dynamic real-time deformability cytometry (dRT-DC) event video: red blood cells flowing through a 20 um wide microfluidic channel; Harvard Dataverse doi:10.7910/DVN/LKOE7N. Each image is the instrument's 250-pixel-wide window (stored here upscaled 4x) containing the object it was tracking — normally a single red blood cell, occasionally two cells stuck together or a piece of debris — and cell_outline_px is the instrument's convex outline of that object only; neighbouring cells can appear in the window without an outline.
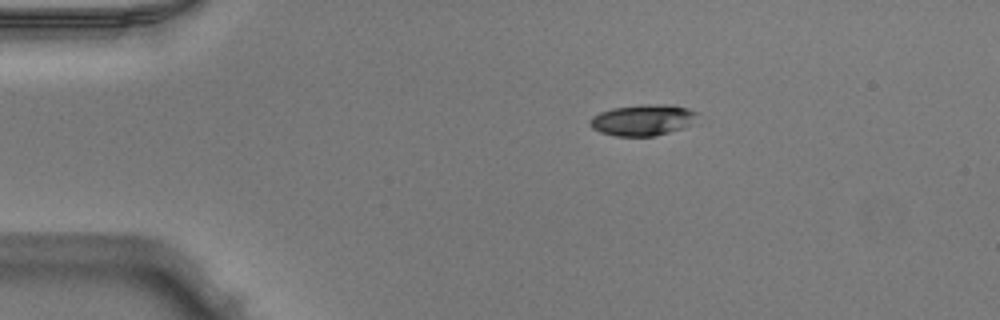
{"species": "Egyptian fruit bat (a non-hibernating species)", "species_latin": "Rousettus aegyptiacus", "temperature_condition": "warm", "stored_images_in_passage": 42, "camera_frame_rate_fps": 3000, "um_per_image_px": 0.085, "animal": {"sex": "male"}, "frame": {"image": 1, "passage_image": 1, "time_ms": 0.0, "image_size_px": [1000, 320], "cell_outline_px": [[696, 112], [688, 124], [680, 128], [656, 136], [616, 136], [600, 132], [592, 128], [588, 124], [588, 120], [592, 116], [600, 112], [612, 108], [640, 104], [672, 104], [688, 108]], "centroid_in_image_um": [54.53, 10.19], "position_along_channel_um": 30.5, "area_um2": 19.31}}
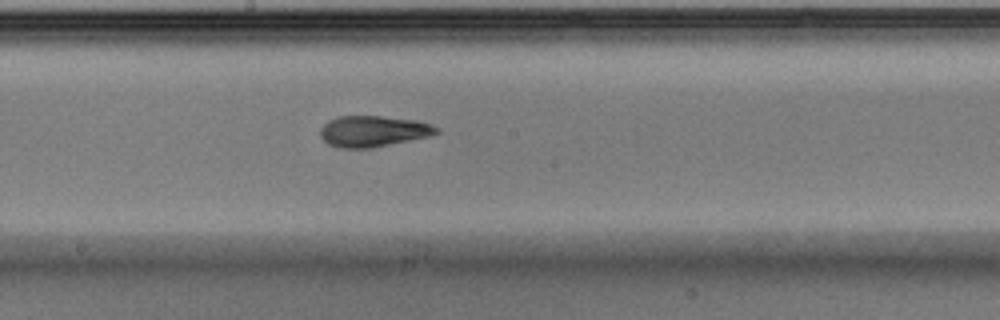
{"frame": {"image": 2, "passage_image": 19, "time_ms": 6.0, "image_size_px": [1000, 320], "cell_outline_px": [[440, 132], [428, 136], [372, 148], [340, 148], [328, 144], [320, 136], [320, 128], [328, 120], [336, 116], [380, 116], [416, 120], [432, 124], [440, 128]], "centroid_in_image_um": [31.71, 11.15], "position_along_channel_um": 216.5, "area_um2": 21.1}}
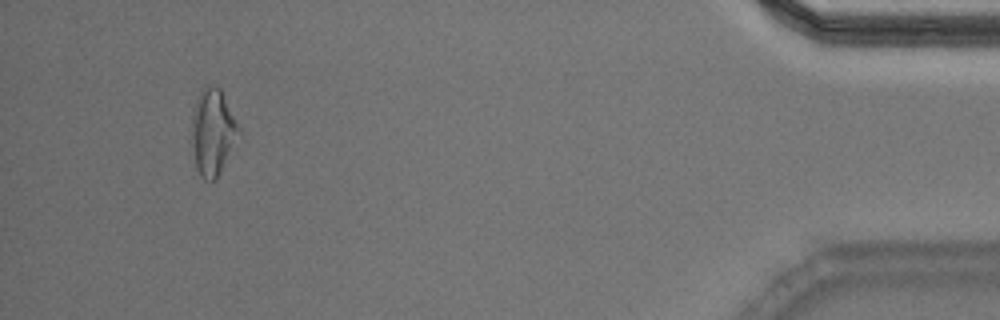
{"frame": {"image": 3, "passage_image": 39, "time_ms": 12.667, "image_size_px": [1000, 320], "cell_outline_px": [[240, 132], [216, 180], [204, 180], [200, 176], [196, 168], [192, 144], [192, 112], [196, 100], [204, 84], [220, 88], [240, 128]], "centroid_in_image_um": [18.06, 11.22], "position_along_channel_um": 417.1, "area_um2": 23.35}, "authors_computed_cell_mechanics": {"area_um2": 20.7791, "velocity_mm_per_s": 4.0226, "shape_relaxation_time_tau1_ms": 7.1985, "shape_relaxation_time_tau2_ms": 2.2769, "deformation_change_tau1": 0.1978, "deformation_change_tau2": 0.1063}}